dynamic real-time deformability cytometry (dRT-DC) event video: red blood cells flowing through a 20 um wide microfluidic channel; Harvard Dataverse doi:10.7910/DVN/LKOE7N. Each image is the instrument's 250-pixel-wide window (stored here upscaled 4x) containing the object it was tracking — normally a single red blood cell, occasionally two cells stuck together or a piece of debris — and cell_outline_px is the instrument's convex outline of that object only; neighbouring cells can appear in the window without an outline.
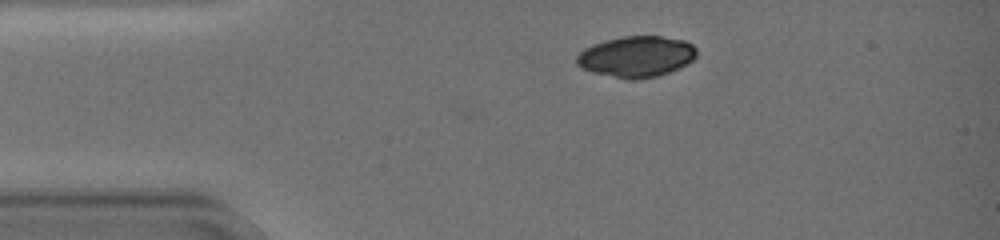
{"species": "common noctule bat (a hibernating species)", "species_latin": "Nyctalus noctula", "temperature_condition": "warm", "stored_images_in_passage": 7, "camera_frame_rate_fps": 3000, "um_per_image_px": 0.085, "animal": {"sex": "female", "body_mass_g": 19.0, "forearm_length_mm": 51.5}, "frame": {"image": 1, "passage_image": 7, "time_ms": 2.0, "image_size_px": [1000, 240], "cell_outline_px": [[696, 56], [688, 64], [680, 68], [656, 76], [636, 80], [632, 80], [592, 72], [580, 68], [576, 64], [576, 56], [584, 48], [608, 40], [624, 36], [660, 36], [684, 40], [692, 44], [696, 48]], "centroid_in_image_um": [54.1, 4.81], "position_along_channel_um": 30.9, "area_um2": 28.55}}